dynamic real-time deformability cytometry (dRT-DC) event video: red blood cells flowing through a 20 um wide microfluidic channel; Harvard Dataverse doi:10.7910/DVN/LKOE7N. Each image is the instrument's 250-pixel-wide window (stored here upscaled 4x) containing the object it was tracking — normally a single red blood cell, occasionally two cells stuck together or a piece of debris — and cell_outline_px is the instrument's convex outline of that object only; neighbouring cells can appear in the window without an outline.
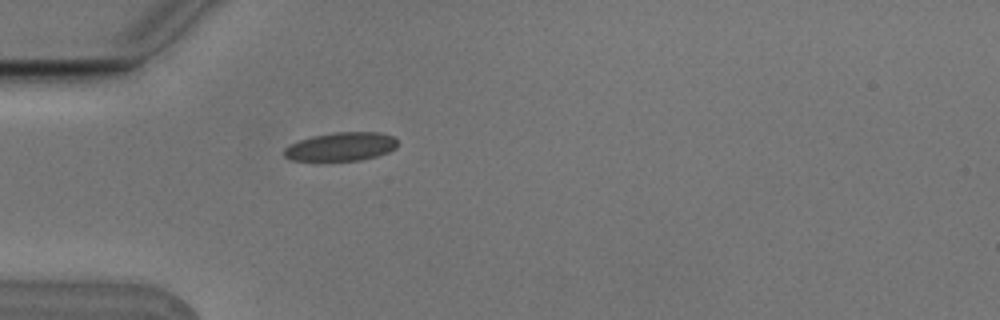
{"species": "Egyptian fruit bat (a non-hibernating species)", "species_latin": "Rousettus aegyptiacus", "temperature_condition": "cold", "stored_images_in_passage": 1, "camera_frame_rate_fps": 3000, "um_per_image_px": 0.085, "animal": {"sex": "male"}, "frame": {"image": 1, "passage_image": 1, "time_ms": 0.0, "image_size_px": [1000, 320], "cell_outline_px": [[396, 148], [388, 152], [376, 156], [360, 160], [292, 160], [284, 156], [284, 148], [288, 144], [312, 136], [332, 132], [380, 132], [392, 136], [396, 140]], "centroid_in_image_um": [28.97, 12.45], "position_along_channel_um": 56.0, "area_um2": 18.79}}